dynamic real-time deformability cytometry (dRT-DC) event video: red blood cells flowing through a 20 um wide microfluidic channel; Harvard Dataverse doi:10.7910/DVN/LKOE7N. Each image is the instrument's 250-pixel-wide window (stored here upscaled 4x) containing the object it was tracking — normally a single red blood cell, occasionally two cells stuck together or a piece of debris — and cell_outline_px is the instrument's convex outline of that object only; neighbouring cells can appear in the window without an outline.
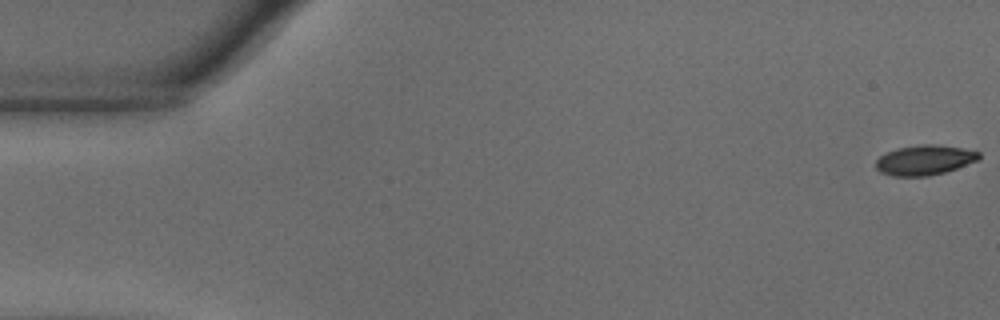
{"species": "common noctule bat (a hibernating species)", "species_latin": "Nyctalus noctula", "temperature_condition": "warm", "stored_images_in_passage": 7, "camera_frame_rate_fps": 3000, "um_per_image_px": 0.085, "animal": {"sex": "male", "body_mass_g": 18.8}, "frame": {"image": 1, "passage_image": 1, "time_ms": 0.0, "image_size_px": [1000, 320], "cell_outline_px": [[980, 156], [976, 160], [956, 168], [944, 172], [928, 176], [892, 176], [880, 172], [876, 168], [876, 160], [880, 156], [896, 148], [924, 144], [936, 144], [960, 148], [980, 152]], "centroid_in_image_um": [78.55, 13.61], "position_along_channel_um": 6.5, "area_um2": 17.74}}